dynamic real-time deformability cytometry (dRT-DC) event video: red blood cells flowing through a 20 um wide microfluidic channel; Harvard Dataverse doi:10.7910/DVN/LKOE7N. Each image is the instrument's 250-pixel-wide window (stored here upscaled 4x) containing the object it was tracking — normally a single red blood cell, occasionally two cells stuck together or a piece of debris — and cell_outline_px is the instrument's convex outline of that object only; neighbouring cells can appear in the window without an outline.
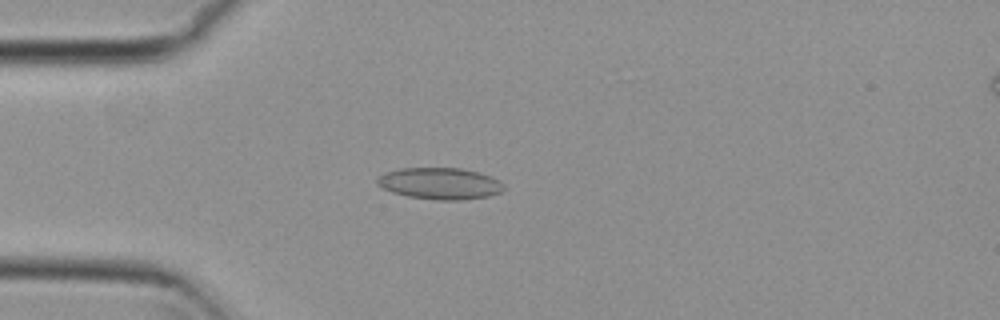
{"species": "common noctule bat (a hibernating species)", "species_latin": "Nyctalus noctula", "temperature_condition": "cold", "stored_images_in_passage": 55, "camera_frame_rate_fps": 3000, "um_per_image_px": 0.085, "animal": {"sex": "female", "body_mass_g": 29.2, "forearm_length_mm": 56.3}, "frame": {"image": 1, "passage_image": 15, "time_ms": 4.667, "image_size_px": [1000, 320], "cell_outline_px": [[504, 188], [500, 192], [488, 196], [460, 200], [436, 200], [408, 196], [392, 192], [376, 184], [376, 176], [384, 172], [400, 168], [460, 168], [492, 176], [504, 184]], "centroid_in_image_um": [37.36, 15.59], "position_along_channel_um": 47.6, "area_um2": 23.35}}
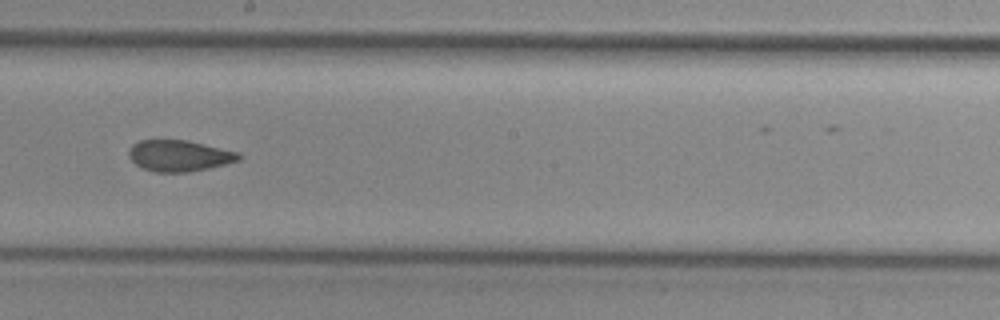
{"frame": {"image": 2, "passage_image": 31, "time_ms": 10.0, "image_size_px": [1000, 320], "cell_outline_px": [[240, 160], [208, 168], [188, 172], [152, 172], [140, 168], [128, 156], [128, 152], [132, 144], [140, 140], [188, 140], [240, 152]], "centroid_in_image_um": [15.21, 13.23], "position_along_channel_um": 233.0, "area_um2": 20.11}}
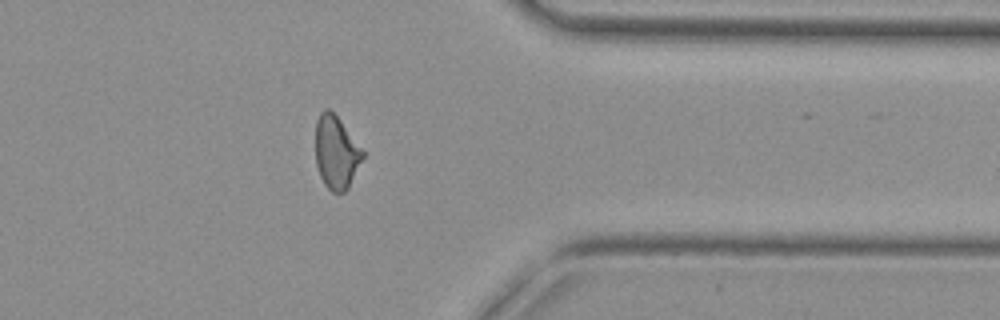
{"frame": {"image": 3, "passage_image": 44, "time_ms": 14.333, "image_size_px": [1000, 320], "cell_outline_px": [[364, 156], [348, 188], [344, 192], [332, 192], [324, 184], [320, 176], [316, 164], [316, 120], [320, 112], [324, 108], [328, 108], [340, 120], [364, 152]], "centroid_in_image_um": [28.56, 12.95], "position_along_channel_um": 382.8, "area_um2": 19.88}, "authors_computed_cell_mechanics": {"area_um2": 20.7502, "velocity_mm_per_s": 3.7387, "shape_relaxation_time_tau1_ms": null, "shape_relaxation_time_tau2_ms": 2.2525, "deformation_change_tau1": null, "deformation_change_tau2": 0.0748}}